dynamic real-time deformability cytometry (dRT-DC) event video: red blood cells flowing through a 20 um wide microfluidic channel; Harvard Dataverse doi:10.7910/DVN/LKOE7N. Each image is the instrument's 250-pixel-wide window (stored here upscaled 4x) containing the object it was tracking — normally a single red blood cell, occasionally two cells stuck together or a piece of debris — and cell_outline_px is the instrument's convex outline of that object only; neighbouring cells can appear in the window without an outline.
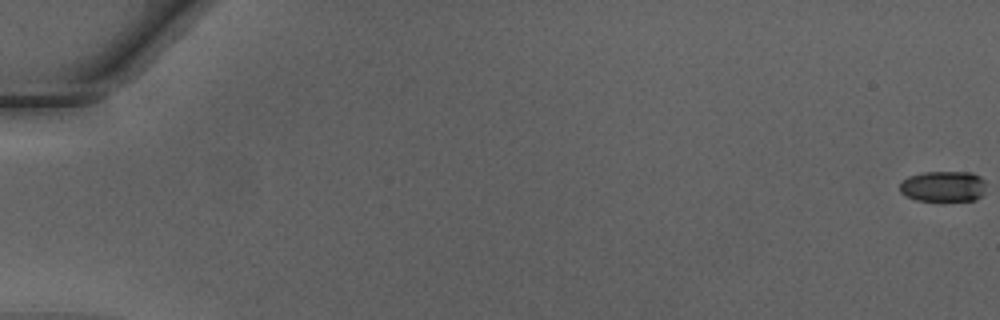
{"species": "Egyptian fruit bat (a non-hibernating species)", "species_latin": "Rousettus aegyptiacus", "temperature_condition": "warm", "stored_images_in_passage": 51, "camera_frame_rate_fps": 3000, "um_per_image_px": 0.085, "animal": {"sex": "male"}, "frame": {"image": 1, "passage_image": 1, "time_ms": 0.0, "image_size_px": [1000, 320], "cell_outline_px": [[984, 192], [976, 200], [944, 204], [916, 200], [900, 192], [900, 184], [908, 176], [924, 172], [972, 172], [980, 176], [984, 180]], "centroid_in_image_um": [80.2, 15.9], "position_along_channel_um": 4.8, "area_um2": 16.18}}
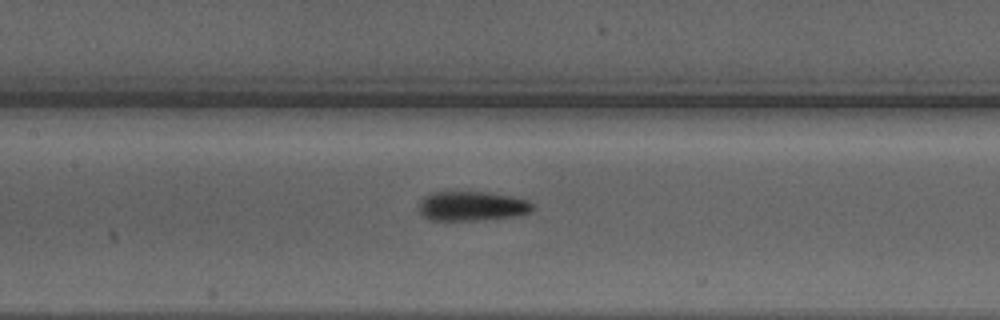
{"frame": {"image": 2, "passage_image": 26, "time_ms": 8.333, "image_size_px": [1000, 320], "cell_outline_px": [[536, 208], [532, 212], [520, 216], [488, 220], [432, 220], [424, 216], [420, 212], [420, 200], [424, 196], [432, 192], [488, 192], [512, 196], [528, 200], [536, 204]], "centroid_in_image_um": [40.23, 17.52], "position_along_channel_um": 167.2, "area_um2": 20.0}}
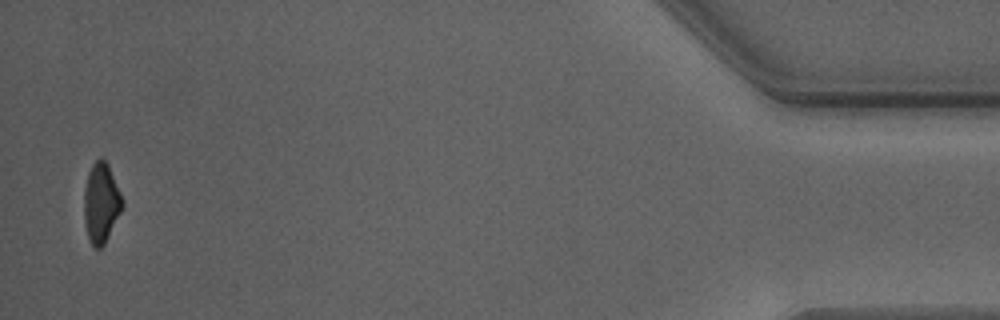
{"frame": {"image": 3, "passage_image": 50, "time_ms": 16.333, "image_size_px": [1000, 320], "cell_outline_px": [[124, 204], [104, 244], [100, 248], [96, 248], [92, 244], [88, 236], [84, 220], [84, 192], [88, 172], [92, 164], [100, 156], [108, 164], [120, 192]], "centroid_in_image_um": [8.58, 17.21], "position_along_channel_um": 426.6, "area_um2": 17.51}, "authors_computed_cell_mechanics": {"area_um2": 18.6694, "velocity_mm_per_s": 4.2766, "shape_relaxation_time_tau1_ms": 3.7645, "shape_relaxation_time_tau2_ms": 1.6433, "deformation_change_tau1": 0.166, "deformation_change_tau2": 0.0979}}